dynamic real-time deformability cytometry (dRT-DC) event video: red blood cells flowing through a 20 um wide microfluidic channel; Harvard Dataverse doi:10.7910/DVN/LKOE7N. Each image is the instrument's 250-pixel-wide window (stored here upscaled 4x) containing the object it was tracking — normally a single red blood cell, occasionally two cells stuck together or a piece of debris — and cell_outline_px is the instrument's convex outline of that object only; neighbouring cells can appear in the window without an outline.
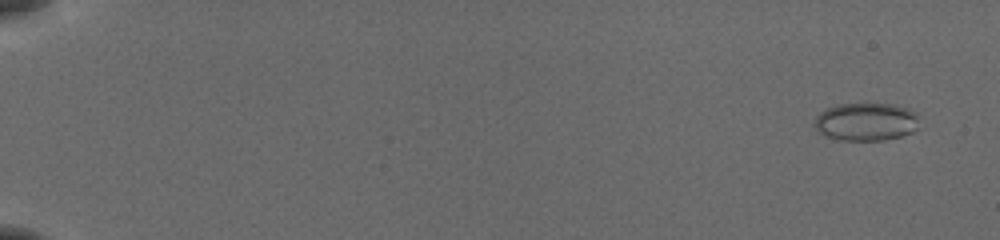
{"species": "common noctule bat (a hibernating species)", "species_latin": "Nyctalus noctula", "temperature_condition": "cold", "stored_images_in_passage": 56, "camera_frame_rate_fps": 3000, "um_per_image_px": 0.085, "animal": {"sex": "female", "body_mass_g": 19.5, "forearm_length_mm": 54.1}, "frame": {"image": 1, "passage_image": 4, "time_ms": 1.0, "image_size_px": [1000, 240], "cell_outline_px": [[920, 116], [916, 128], [912, 132], [900, 136], [884, 140], [840, 140], [828, 136], [820, 132], [812, 124], [816, 116], [820, 112], [828, 108], [840, 104], [892, 104], [908, 108]], "centroid_in_image_um": [73.62, 10.35], "position_along_channel_um": 11.4, "area_um2": 23.12}}
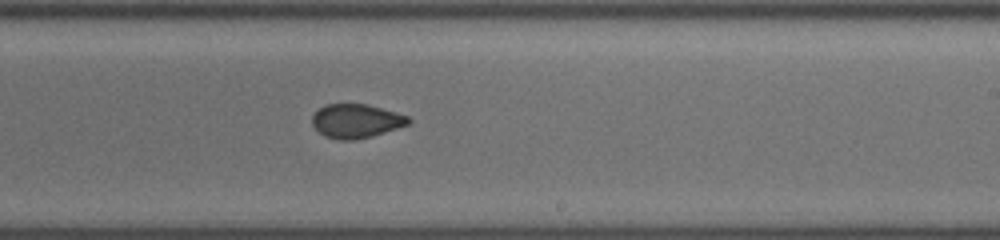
{"frame": {"image": 2, "passage_image": 37, "time_ms": 12.0, "image_size_px": [1000, 240], "cell_outline_px": [[412, 120], [408, 124], [372, 136], [356, 140], [340, 140], [324, 136], [312, 124], [312, 116], [324, 104], [368, 104], [396, 112], [408, 116]], "centroid_in_image_um": [30.27, 10.28], "position_along_channel_um": 258.7, "area_um2": 18.96}}
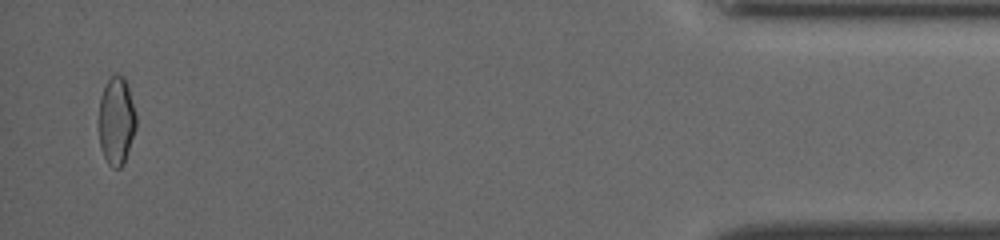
{"frame": {"image": 3, "passage_image": 55, "time_ms": 18.0, "image_size_px": [1000, 240], "cell_outline_px": [[136, 128], [124, 164], [120, 168], [112, 168], [108, 164], [100, 148], [100, 100], [104, 84], [116, 72], [124, 76], [128, 84], [136, 116]], "centroid_in_image_um": [9.91, 10.26], "position_along_channel_um": 425.3, "area_um2": 19.19}, "authors_computed_cell_mechanics": {"area_um2": 20.1144, "velocity_mm_per_s": 3.8986, "shape_relaxation_time_tau1_ms": 4.7393, "shape_relaxation_time_tau2_ms": 1.4534, "deformation_change_tau1": 0.1095, "deformation_change_tau2": 0.0534}}